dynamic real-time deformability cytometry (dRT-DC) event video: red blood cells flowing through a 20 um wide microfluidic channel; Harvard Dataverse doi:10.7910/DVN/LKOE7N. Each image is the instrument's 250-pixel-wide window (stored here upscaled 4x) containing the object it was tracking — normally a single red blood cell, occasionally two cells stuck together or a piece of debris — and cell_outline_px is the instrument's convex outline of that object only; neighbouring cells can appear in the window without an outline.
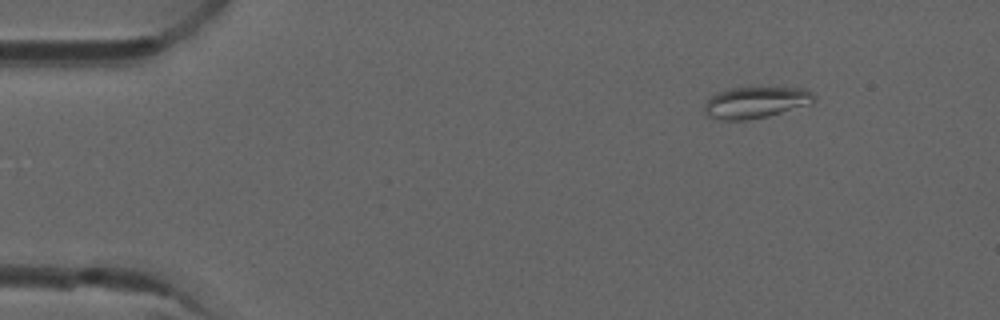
{"species": "common noctule bat (a hibernating species)", "species_latin": "Nyctalus noctula", "temperature_condition": "room temperature", "stored_images_in_passage": 6, "camera_frame_rate_fps": 3000, "um_per_image_px": 0.085, "animal": {"sex": "male", "forearm_length_mm": 52.5}, "frame": {"image": 1, "passage_image": 1, "time_ms": 0.0, "image_size_px": [1000, 320], "cell_outline_px": [[816, 100], [812, 104], [768, 116], [748, 120], [720, 120], [708, 116], [704, 112], [704, 104], [708, 96], [728, 88], [804, 88], [812, 92], [816, 96]], "centroid_in_image_um": [64.22, 8.71], "position_along_channel_um": 20.8, "area_um2": 20.35}}
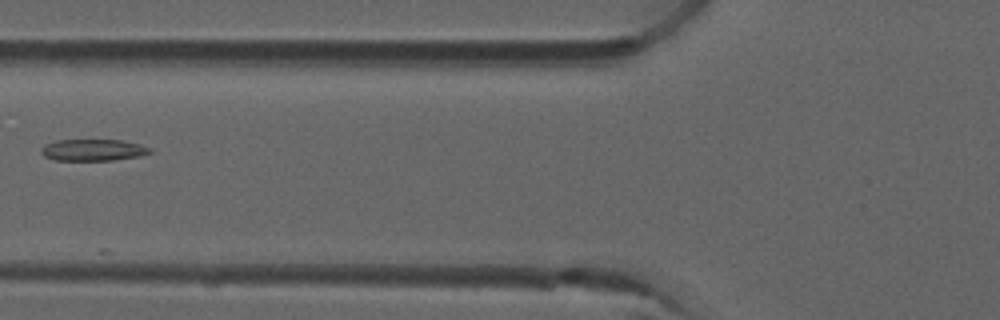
{"frame": {"image": 2, "passage_image": 5, "time_ms": 1.333, "image_size_px": [1000, 320], "cell_outline_px": [[156, 152], [140, 156], [112, 160], [56, 160], [44, 156], [40, 152], [40, 148], [44, 144], [56, 140], [120, 140], [140, 144], [152, 148]], "centroid_in_image_um": [7.94, 12.75], "position_along_channel_um": 117.9, "area_um2": 13.87}}
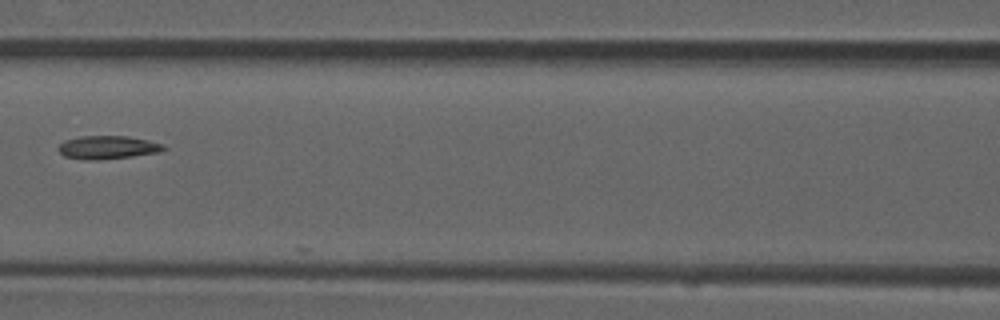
{"frame": {"image": 3, "passage_image": 6, "time_ms": 1.667, "image_size_px": [1000, 320], "cell_outline_px": [[168, 148], [160, 152], [132, 156], [96, 160], [84, 160], [64, 156], [56, 148], [64, 140], [80, 136], [128, 136], [148, 140], [164, 144]], "centroid_in_image_um": [9.15, 12.52], "position_along_channel_um": 157.4, "area_um2": 14.39}}